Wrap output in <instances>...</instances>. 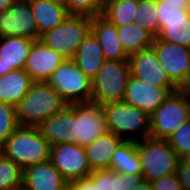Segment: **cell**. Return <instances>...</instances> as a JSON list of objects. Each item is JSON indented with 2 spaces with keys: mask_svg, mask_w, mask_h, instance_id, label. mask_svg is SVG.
<instances>
[{
  "mask_svg": "<svg viewBox=\"0 0 190 190\" xmlns=\"http://www.w3.org/2000/svg\"><path fill=\"white\" fill-rule=\"evenodd\" d=\"M68 102L48 82H34L16 107L19 126L39 127L45 120L58 114Z\"/></svg>",
  "mask_w": 190,
  "mask_h": 190,
  "instance_id": "obj_1",
  "label": "cell"
},
{
  "mask_svg": "<svg viewBox=\"0 0 190 190\" xmlns=\"http://www.w3.org/2000/svg\"><path fill=\"white\" fill-rule=\"evenodd\" d=\"M22 170L50 159L51 145L38 127L19 126L0 147Z\"/></svg>",
  "mask_w": 190,
  "mask_h": 190,
  "instance_id": "obj_2",
  "label": "cell"
},
{
  "mask_svg": "<svg viewBox=\"0 0 190 190\" xmlns=\"http://www.w3.org/2000/svg\"><path fill=\"white\" fill-rule=\"evenodd\" d=\"M109 132L124 141H140L149 137L150 116L141 109L122 102L102 105Z\"/></svg>",
  "mask_w": 190,
  "mask_h": 190,
  "instance_id": "obj_3",
  "label": "cell"
},
{
  "mask_svg": "<svg viewBox=\"0 0 190 190\" xmlns=\"http://www.w3.org/2000/svg\"><path fill=\"white\" fill-rule=\"evenodd\" d=\"M137 153L142 164V176L153 181L176 173L180 158L166 139L147 137L136 141Z\"/></svg>",
  "mask_w": 190,
  "mask_h": 190,
  "instance_id": "obj_4",
  "label": "cell"
},
{
  "mask_svg": "<svg viewBox=\"0 0 190 190\" xmlns=\"http://www.w3.org/2000/svg\"><path fill=\"white\" fill-rule=\"evenodd\" d=\"M130 75L128 60H105L92 79L91 103L104 105L122 102Z\"/></svg>",
  "mask_w": 190,
  "mask_h": 190,
  "instance_id": "obj_5",
  "label": "cell"
},
{
  "mask_svg": "<svg viewBox=\"0 0 190 190\" xmlns=\"http://www.w3.org/2000/svg\"><path fill=\"white\" fill-rule=\"evenodd\" d=\"M90 31V16L70 14L59 26L42 34L40 40L65 59H72Z\"/></svg>",
  "mask_w": 190,
  "mask_h": 190,
  "instance_id": "obj_6",
  "label": "cell"
},
{
  "mask_svg": "<svg viewBox=\"0 0 190 190\" xmlns=\"http://www.w3.org/2000/svg\"><path fill=\"white\" fill-rule=\"evenodd\" d=\"M48 84L67 102L89 103L92 95V80L86 76L72 59H65L53 72Z\"/></svg>",
  "mask_w": 190,
  "mask_h": 190,
  "instance_id": "obj_7",
  "label": "cell"
},
{
  "mask_svg": "<svg viewBox=\"0 0 190 190\" xmlns=\"http://www.w3.org/2000/svg\"><path fill=\"white\" fill-rule=\"evenodd\" d=\"M189 119L190 106L188 100L176 90L170 93L163 104L150 116L149 136L167 139Z\"/></svg>",
  "mask_w": 190,
  "mask_h": 190,
  "instance_id": "obj_8",
  "label": "cell"
},
{
  "mask_svg": "<svg viewBox=\"0 0 190 190\" xmlns=\"http://www.w3.org/2000/svg\"><path fill=\"white\" fill-rule=\"evenodd\" d=\"M72 112L75 114V144L86 147L108 132L102 105L72 103Z\"/></svg>",
  "mask_w": 190,
  "mask_h": 190,
  "instance_id": "obj_9",
  "label": "cell"
},
{
  "mask_svg": "<svg viewBox=\"0 0 190 190\" xmlns=\"http://www.w3.org/2000/svg\"><path fill=\"white\" fill-rule=\"evenodd\" d=\"M50 160L68 182L88 177L92 172L85 147L75 143L52 145Z\"/></svg>",
  "mask_w": 190,
  "mask_h": 190,
  "instance_id": "obj_10",
  "label": "cell"
},
{
  "mask_svg": "<svg viewBox=\"0 0 190 190\" xmlns=\"http://www.w3.org/2000/svg\"><path fill=\"white\" fill-rule=\"evenodd\" d=\"M25 37L38 40V28L29 0H16L0 11V37Z\"/></svg>",
  "mask_w": 190,
  "mask_h": 190,
  "instance_id": "obj_11",
  "label": "cell"
},
{
  "mask_svg": "<svg viewBox=\"0 0 190 190\" xmlns=\"http://www.w3.org/2000/svg\"><path fill=\"white\" fill-rule=\"evenodd\" d=\"M152 47L169 80L177 87L190 73V48L157 37Z\"/></svg>",
  "mask_w": 190,
  "mask_h": 190,
  "instance_id": "obj_12",
  "label": "cell"
},
{
  "mask_svg": "<svg viewBox=\"0 0 190 190\" xmlns=\"http://www.w3.org/2000/svg\"><path fill=\"white\" fill-rule=\"evenodd\" d=\"M128 62L132 76L145 81L150 86L166 88L170 93L177 90L159 63L153 47L130 55Z\"/></svg>",
  "mask_w": 190,
  "mask_h": 190,
  "instance_id": "obj_13",
  "label": "cell"
},
{
  "mask_svg": "<svg viewBox=\"0 0 190 190\" xmlns=\"http://www.w3.org/2000/svg\"><path fill=\"white\" fill-rule=\"evenodd\" d=\"M169 94L170 92L166 88L150 86L145 81L130 75L123 102L135 106L151 116Z\"/></svg>",
  "mask_w": 190,
  "mask_h": 190,
  "instance_id": "obj_14",
  "label": "cell"
},
{
  "mask_svg": "<svg viewBox=\"0 0 190 190\" xmlns=\"http://www.w3.org/2000/svg\"><path fill=\"white\" fill-rule=\"evenodd\" d=\"M64 60L63 56L39 39L33 42L24 69L34 82H48Z\"/></svg>",
  "mask_w": 190,
  "mask_h": 190,
  "instance_id": "obj_15",
  "label": "cell"
},
{
  "mask_svg": "<svg viewBox=\"0 0 190 190\" xmlns=\"http://www.w3.org/2000/svg\"><path fill=\"white\" fill-rule=\"evenodd\" d=\"M22 188L24 190H68V181L49 159L23 169Z\"/></svg>",
  "mask_w": 190,
  "mask_h": 190,
  "instance_id": "obj_16",
  "label": "cell"
},
{
  "mask_svg": "<svg viewBox=\"0 0 190 190\" xmlns=\"http://www.w3.org/2000/svg\"><path fill=\"white\" fill-rule=\"evenodd\" d=\"M38 128L51 146L75 143V114L72 112V104L45 120Z\"/></svg>",
  "mask_w": 190,
  "mask_h": 190,
  "instance_id": "obj_17",
  "label": "cell"
},
{
  "mask_svg": "<svg viewBox=\"0 0 190 190\" xmlns=\"http://www.w3.org/2000/svg\"><path fill=\"white\" fill-rule=\"evenodd\" d=\"M34 41L25 37H0V76L24 69Z\"/></svg>",
  "mask_w": 190,
  "mask_h": 190,
  "instance_id": "obj_18",
  "label": "cell"
},
{
  "mask_svg": "<svg viewBox=\"0 0 190 190\" xmlns=\"http://www.w3.org/2000/svg\"><path fill=\"white\" fill-rule=\"evenodd\" d=\"M91 32L100 43L105 60H128L129 56L123 50L117 27L101 14L91 17Z\"/></svg>",
  "mask_w": 190,
  "mask_h": 190,
  "instance_id": "obj_19",
  "label": "cell"
},
{
  "mask_svg": "<svg viewBox=\"0 0 190 190\" xmlns=\"http://www.w3.org/2000/svg\"><path fill=\"white\" fill-rule=\"evenodd\" d=\"M159 40L179 44L190 48V11L181 9L180 14L172 17H160Z\"/></svg>",
  "mask_w": 190,
  "mask_h": 190,
  "instance_id": "obj_20",
  "label": "cell"
},
{
  "mask_svg": "<svg viewBox=\"0 0 190 190\" xmlns=\"http://www.w3.org/2000/svg\"><path fill=\"white\" fill-rule=\"evenodd\" d=\"M72 60L91 80L102 68L103 63L105 62L103 50L91 31L77 48Z\"/></svg>",
  "mask_w": 190,
  "mask_h": 190,
  "instance_id": "obj_21",
  "label": "cell"
},
{
  "mask_svg": "<svg viewBox=\"0 0 190 190\" xmlns=\"http://www.w3.org/2000/svg\"><path fill=\"white\" fill-rule=\"evenodd\" d=\"M29 4L38 28V40L42 34L59 26L70 15L64 5L47 0H29Z\"/></svg>",
  "mask_w": 190,
  "mask_h": 190,
  "instance_id": "obj_22",
  "label": "cell"
},
{
  "mask_svg": "<svg viewBox=\"0 0 190 190\" xmlns=\"http://www.w3.org/2000/svg\"><path fill=\"white\" fill-rule=\"evenodd\" d=\"M33 83L25 69L12 70L0 76V102L17 107Z\"/></svg>",
  "mask_w": 190,
  "mask_h": 190,
  "instance_id": "obj_23",
  "label": "cell"
},
{
  "mask_svg": "<svg viewBox=\"0 0 190 190\" xmlns=\"http://www.w3.org/2000/svg\"><path fill=\"white\" fill-rule=\"evenodd\" d=\"M123 141L119 136L108 131L86 146L85 150L91 170L109 169L112 155Z\"/></svg>",
  "mask_w": 190,
  "mask_h": 190,
  "instance_id": "obj_24",
  "label": "cell"
},
{
  "mask_svg": "<svg viewBox=\"0 0 190 190\" xmlns=\"http://www.w3.org/2000/svg\"><path fill=\"white\" fill-rule=\"evenodd\" d=\"M109 169L128 175H142V164L135 141H123L112 155Z\"/></svg>",
  "mask_w": 190,
  "mask_h": 190,
  "instance_id": "obj_25",
  "label": "cell"
},
{
  "mask_svg": "<svg viewBox=\"0 0 190 190\" xmlns=\"http://www.w3.org/2000/svg\"><path fill=\"white\" fill-rule=\"evenodd\" d=\"M119 40L125 53L130 56L144 49L152 47L155 36L137 23L117 27Z\"/></svg>",
  "mask_w": 190,
  "mask_h": 190,
  "instance_id": "obj_26",
  "label": "cell"
},
{
  "mask_svg": "<svg viewBox=\"0 0 190 190\" xmlns=\"http://www.w3.org/2000/svg\"><path fill=\"white\" fill-rule=\"evenodd\" d=\"M138 0H107L101 15L116 27L134 23Z\"/></svg>",
  "mask_w": 190,
  "mask_h": 190,
  "instance_id": "obj_27",
  "label": "cell"
},
{
  "mask_svg": "<svg viewBox=\"0 0 190 190\" xmlns=\"http://www.w3.org/2000/svg\"><path fill=\"white\" fill-rule=\"evenodd\" d=\"M143 181L142 175H128L112 169H101V190H134Z\"/></svg>",
  "mask_w": 190,
  "mask_h": 190,
  "instance_id": "obj_28",
  "label": "cell"
},
{
  "mask_svg": "<svg viewBox=\"0 0 190 190\" xmlns=\"http://www.w3.org/2000/svg\"><path fill=\"white\" fill-rule=\"evenodd\" d=\"M157 0H138L134 23L151 32L155 37L159 33Z\"/></svg>",
  "mask_w": 190,
  "mask_h": 190,
  "instance_id": "obj_29",
  "label": "cell"
},
{
  "mask_svg": "<svg viewBox=\"0 0 190 190\" xmlns=\"http://www.w3.org/2000/svg\"><path fill=\"white\" fill-rule=\"evenodd\" d=\"M23 170L0 152V190H17L22 188Z\"/></svg>",
  "mask_w": 190,
  "mask_h": 190,
  "instance_id": "obj_30",
  "label": "cell"
},
{
  "mask_svg": "<svg viewBox=\"0 0 190 190\" xmlns=\"http://www.w3.org/2000/svg\"><path fill=\"white\" fill-rule=\"evenodd\" d=\"M18 127L16 107L0 102V147Z\"/></svg>",
  "mask_w": 190,
  "mask_h": 190,
  "instance_id": "obj_31",
  "label": "cell"
},
{
  "mask_svg": "<svg viewBox=\"0 0 190 190\" xmlns=\"http://www.w3.org/2000/svg\"><path fill=\"white\" fill-rule=\"evenodd\" d=\"M107 0H65L64 6L70 14L96 16L103 11Z\"/></svg>",
  "mask_w": 190,
  "mask_h": 190,
  "instance_id": "obj_32",
  "label": "cell"
},
{
  "mask_svg": "<svg viewBox=\"0 0 190 190\" xmlns=\"http://www.w3.org/2000/svg\"><path fill=\"white\" fill-rule=\"evenodd\" d=\"M166 140L180 159L186 155L190 151V119Z\"/></svg>",
  "mask_w": 190,
  "mask_h": 190,
  "instance_id": "obj_33",
  "label": "cell"
},
{
  "mask_svg": "<svg viewBox=\"0 0 190 190\" xmlns=\"http://www.w3.org/2000/svg\"><path fill=\"white\" fill-rule=\"evenodd\" d=\"M68 190H101V169L92 171L88 177L68 182Z\"/></svg>",
  "mask_w": 190,
  "mask_h": 190,
  "instance_id": "obj_34",
  "label": "cell"
},
{
  "mask_svg": "<svg viewBox=\"0 0 190 190\" xmlns=\"http://www.w3.org/2000/svg\"><path fill=\"white\" fill-rule=\"evenodd\" d=\"M151 185L153 190H182L176 173L153 180Z\"/></svg>",
  "mask_w": 190,
  "mask_h": 190,
  "instance_id": "obj_35",
  "label": "cell"
},
{
  "mask_svg": "<svg viewBox=\"0 0 190 190\" xmlns=\"http://www.w3.org/2000/svg\"><path fill=\"white\" fill-rule=\"evenodd\" d=\"M158 7V19L160 17H172L174 15L180 14L181 9H187L188 4H172L166 3L163 0H157Z\"/></svg>",
  "mask_w": 190,
  "mask_h": 190,
  "instance_id": "obj_36",
  "label": "cell"
},
{
  "mask_svg": "<svg viewBox=\"0 0 190 190\" xmlns=\"http://www.w3.org/2000/svg\"><path fill=\"white\" fill-rule=\"evenodd\" d=\"M176 174L181 183L182 190H190V163L183 162L180 159L177 165Z\"/></svg>",
  "mask_w": 190,
  "mask_h": 190,
  "instance_id": "obj_37",
  "label": "cell"
},
{
  "mask_svg": "<svg viewBox=\"0 0 190 190\" xmlns=\"http://www.w3.org/2000/svg\"><path fill=\"white\" fill-rule=\"evenodd\" d=\"M177 91L187 100L190 99V73L177 86Z\"/></svg>",
  "mask_w": 190,
  "mask_h": 190,
  "instance_id": "obj_38",
  "label": "cell"
},
{
  "mask_svg": "<svg viewBox=\"0 0 190 190\" xmlns=\"http://www.w3.org/2000/svg\"><path fill=\"white\" fill-rule=\"evenodd\" d=\"M16 0H0V11L9 9Z\"/></svg>",
  "mask_w": 190,
  "mask_h": 190,
  "instance_id": "obj_39",
  "label": "cell"
},
{
  "mask_svg": "<svg viewBox=\"0 0 190 190\" xmlns=\"http://www.w3.org/2000/svg\"><path fill=\"white\" fill-rule=\"evenodd\" d=\"M134 190H153L151 182L144 180L137 188Z\"/></svg>",
  "mask_w": 190,
  "mask_h": 190,
  "instance_id": "obj_40",
  "label": "cell"
},
{
  "mask_svg": "<svg viewBox=\"0 0 190 190\" xmlns=\"http://www.w3.org/2000/svg\"><path fill=\"white\" fill-rule=\"evenodd\" d=\"M166 3H172V4H188L187 0H163Z\"/></svg>",
  "mask_w": 190,
  "mask_h": 190,
  "instance_id": "obj_41",
  "label": "cell"
},
{
  "mask_svg": "<svg viewBox=\"0 0 190 190\" xmlns=\"http://www.w3.org/2000/svg\"><path fill=\"white\" fill-rule=\"evenodd\" d=\"M181 160L183 162H187V163H190V151L188 153H186V155H184Z\"/></svg>",
  "mask_w": 190,
  "mask_h": 190,
  "instance_id": "obj_42",
  "label": "cell"
},
{
  "mask_svg": "<svg viewBox=\"0 0 190 190\" xmlns=\"http://www.w3.org/2000/svg\"><path fill=\"white\" fill-rule=\"evenodd\" d=\"M47 1L59 4V5H64L65 4V0H47Z\"/></svg>",
  "mask_w": 190,
  "mask_h": 190,
  "instance_id": "obj_43",
  "label": "cell"
},
{
  "mask_svg": "<svg viewBox=\"0 0 190 190\" xmlns=\"http://www.w3.org/2000/svg\"><path fill=\"white\" fill-rule=\"evenodd\" d=\"M188 1V7L187 9L190 11V0H187Z\"/></svg>",
  "mask_w": 190,
  "mask_h": 190,
  "instance_id": "obj_44",
  "label": "cell"
}]
</instances>
